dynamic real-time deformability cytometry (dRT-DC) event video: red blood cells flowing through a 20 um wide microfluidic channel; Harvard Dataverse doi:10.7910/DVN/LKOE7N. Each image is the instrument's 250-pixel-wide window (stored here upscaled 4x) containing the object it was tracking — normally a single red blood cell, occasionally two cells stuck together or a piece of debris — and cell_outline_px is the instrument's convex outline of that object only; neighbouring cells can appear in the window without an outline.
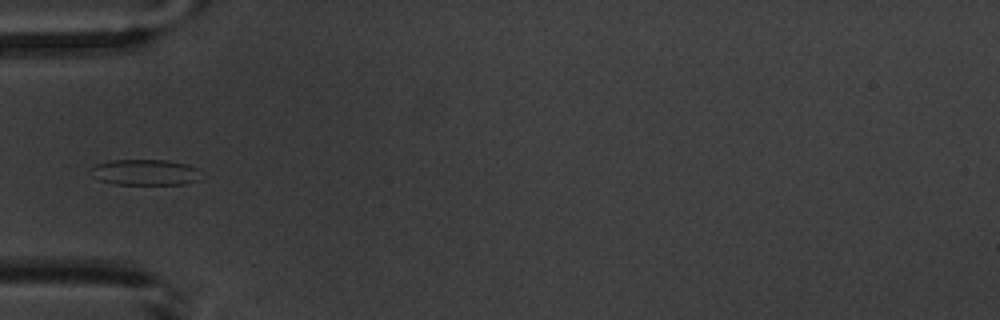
{"species": "common noctule bat (a hibernating species)", "species_latin": "Nyctalus noctula", "temperature_condition": "warm", "stored_images_in_passage": 6, "camera_frame_rate_fps": 3000, "um_per_image_px": 0.085, "animal": {"sex": "male", "body_mass_g": 20.1, "forearm_length_mm": 53.5}, "frame": {"image": 1, "passage_image": 5, "time_ms": 5.667, "image_size_px": [1000, 320], "cell_outline_px": [[200, 180], [184, 184], [112, 184], [100, 180], [88, 172], [88, 168], [96, 164], [108, 160], [168, 160], [188, 164], [200, 168]], "centroid_in_image_um": [12.34, 14.64], "position_along_channel_um": 72.7, "area_um2": 16.99}}
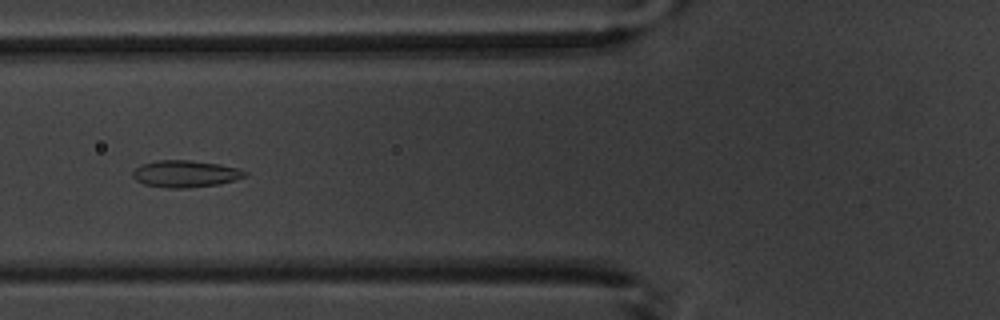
{"frame": {"image": 2, "passage_image": 6, "time_ms": 6.667, "image_size_px": [1000, 320], "cell_outline_px": [[248, 176], [220, 184], [188, 188], [168, 188], [144, 184], [136, 180], [132, 176], [132, 172], [140, 164], [156, 160], [188, 160], [220, 164], [236, 168], [248, 172]], "centroid_in_image_um": [15.75, 14.77], "position_along_channel_um": 110.0, "area_um2": 17.69}}